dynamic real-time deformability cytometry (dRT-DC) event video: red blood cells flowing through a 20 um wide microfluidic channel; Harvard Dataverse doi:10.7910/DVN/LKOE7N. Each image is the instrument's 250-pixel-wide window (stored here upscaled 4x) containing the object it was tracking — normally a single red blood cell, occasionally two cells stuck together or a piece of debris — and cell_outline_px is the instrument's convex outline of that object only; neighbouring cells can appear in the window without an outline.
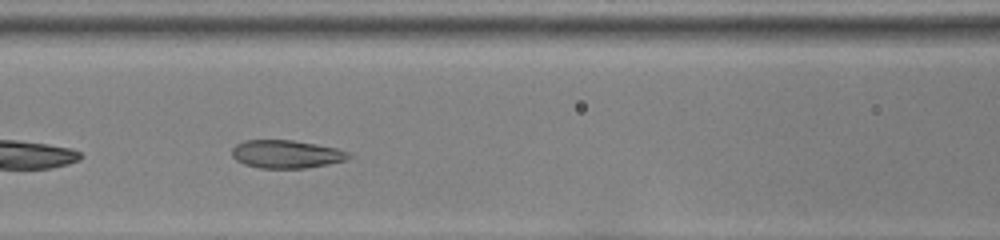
{"species": "common noctule bat (a hibernating species)", "species_latin": "Nyctalus noctula", "temperature_condition": "room temperature", "stored_images_in_passage": 35, "camera_frame_rate_fps": 3000, "um_per_image_px": 0.085, "animal": {"sex": "female", "body_mass_g": 22.0, "forearm_length_mm": 56.7}, "frame": {"image": 1, "passage_image": 7, "time_ms": 2.0, "image_size_px": [1000, 240], "cell_outline_px": [[352, 156], [344, 160], [328, 164], [304, 168], [260, 168], [244, 164], [236, 160], [232, 156], [232, 148], [236, 144], [244, 140], [292, 140], [316, 144], [336, 148], [348, 152]], "centroid_in_image_um": [24.3, 13.1], "position_along_channel_um": 142.3, "area_um2": 19.02}}
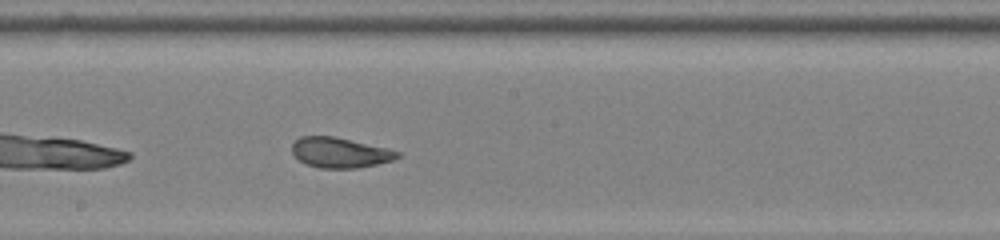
{"frame": {"image": 2, "passage_image": 13, "time_ms": 4.0, "image_size_px": [1000, 240], "cell_outline_px": [[400, 156], [392, 160], [376, 164], [356, 168], [320, 168], [308, 164], [300, 160], [292, 152], [292, 144], [300, 136], [332, 136], [388, 148], [400, 152]], "centroid_in_image_um": [28.9, 12.97], "position_along_channel_um": 219.3, "area_um2": 18.32}}
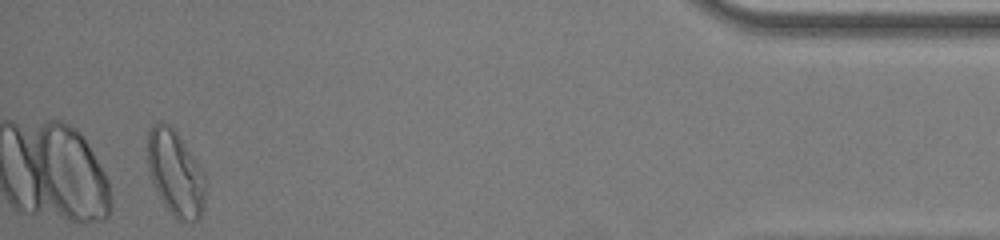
{"frame": {"image": 3, "passage_image": 33, "time_ms": 10.667, "image_size_px": [1000, 240], "cell_outline_px": [[204, 200], [200, 220], [192, 224], [176, 220], [160, 200], [152, 180], [148, 168], [148, 128], [156, 120], [160, 120], [168, 124], [176, 132], [196, 160], [204, 176]], "centroid_in_image_um": [14.89, 14.75], "position_along_channel_um": 420.3, "area_um2": 28.96}, "authors_computed_cell_mechanics": {"area_um2": 19.8254, "velocity_mm_per_s": 3.8682, "shape_relaxation_time_tau1_ms": 7.7278, "shape_relaxation_time_tau2_ms": 1.1538, "deformation_change_tau1": 0.1721, "deformation_change_tau2": 0.0717}}